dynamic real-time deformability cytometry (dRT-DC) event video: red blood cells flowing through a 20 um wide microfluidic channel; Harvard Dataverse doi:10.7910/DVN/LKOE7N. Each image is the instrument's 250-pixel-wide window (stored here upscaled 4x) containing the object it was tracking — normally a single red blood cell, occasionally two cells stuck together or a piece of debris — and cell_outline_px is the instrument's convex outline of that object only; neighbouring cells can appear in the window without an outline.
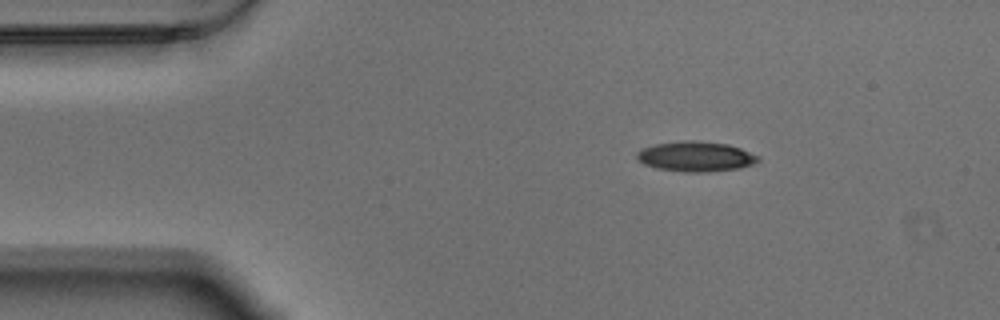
{"species": "Egyptian fruit bat (a non-hibernating species)", "species_latin": "Rousettus aegyptiacus", "temperature_condition": "warm", "stored_images_in_passage": 49, "camera_frame_rate_fps": 3000, "um_per_image_px": 0.085, "animal": {"sex": "male"}, "frame": {"image": 1, "passage_image": 1, "time_ms": 0.0, "image_size_px": [1000, 320], "cell_outline_px": [[760, 160], [752, 164], [740, 168], [708, 172], [684, 172], [656, 168], [644, 164], [636, 160], [636, 152], [640, 148], [656, 144], [684, 140], [696, 140], [728, 144], [740, 148], [760, 156]], "centroid_in_image_um": [59.11, 13.3], "position_along_channel_um": 25.9, "area_um2": 21.5}}
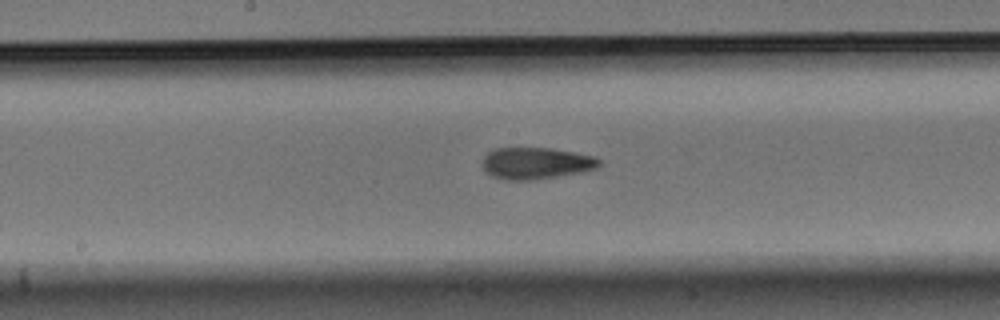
{"frame": {"image": 2, "passage_image": 21, "time_ms": 6.667, "image_size_px": [1000, 320], "cell_outline_px": [[600, 164], [596, 168], [580, 172], [532, 180], [504, 180], [492, 176], [480, 164], [484, 156], [488, 152], [496, 148], [552, 148], [592, 156], [600, 160]], "centroid_in_image_um": [45.51, 13.87], "position_along_channel_um": 202.7, "area_um2": 21.39}}
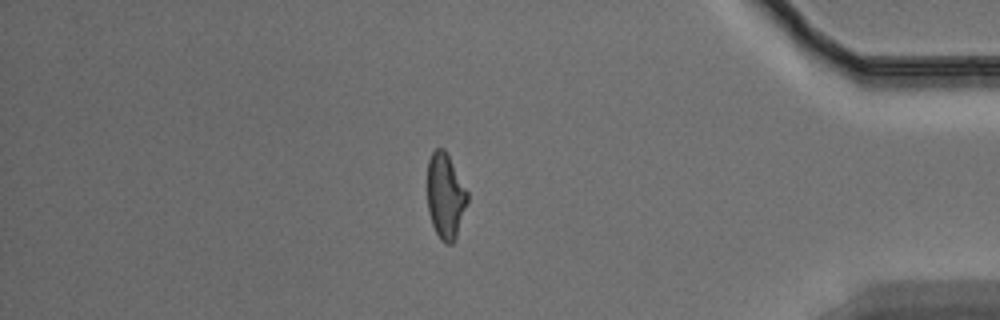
{"frame": {"image": 3, "passage_image": 41, "time_ms": 13.333, "image_size_px": [1000, 320], "cell_outline_px": [[468, 200], [456, 236], [452, 244], [444, 244], [440, 240], [432, 224], [428, 212], [428, 160], [432, 152], [436, 148], [444, 148], [468, 192]], "centroid_in_image_um": [37.85, 16.67], "position_along_channel_um": 397.3, "area_um2": 19.77}, "authors_computed_cell_mechanics": {"area_um2": 20.9814, "velocity_mm_per_s": 3.4777, "shape_relaxation_time_tau1_ms": 5.3593, "shape_relaxation_time_tau2_ms": 3.5578, "deformation_change_tau1": 0.179, "deformation_change_tau2": 0.1199}}